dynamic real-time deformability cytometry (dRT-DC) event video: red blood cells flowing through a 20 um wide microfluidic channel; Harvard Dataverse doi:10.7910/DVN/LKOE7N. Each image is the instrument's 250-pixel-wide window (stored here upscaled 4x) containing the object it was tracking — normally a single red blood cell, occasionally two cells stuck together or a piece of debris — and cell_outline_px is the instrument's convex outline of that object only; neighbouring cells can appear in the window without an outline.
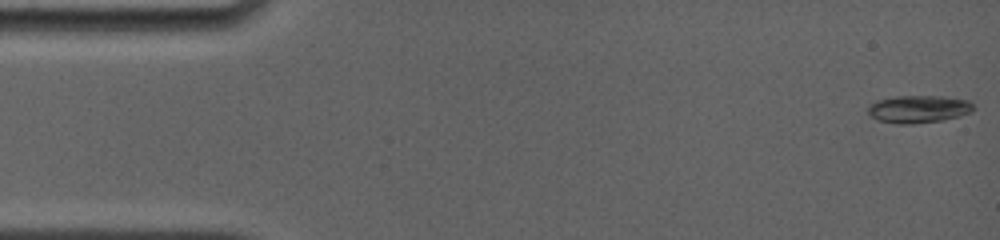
{"species": "common noctule bat (a hibernating species)", "species_latin": "Nyctalus noctula", "temperature_condition": "room temperature", "stored_images_in_passage": 61, "camera_frame_rate_fps": 4000, "um_per_image_px": 0.085, "animal": {"sex": "female", "body_mass_g": 19.0, "forearm_length_mm": 56.7}, "frame": {"image": 1, "passage_image": 1, "time_ms": 0.0, "image_size_px": [1000, 240], "cell_outline_px": [[976, 108], [972, 112], [960, 116], [940, 120], [912, 124], [896, 124], [876, 120], [868, 112], [868, 104], [876, 100], [896, 96], [944, 96], [968, 100]], "centroid_in_image_um": [78.07, 9.27], "position_along_channel_um": 6.9, "area_um2": 17.11}}
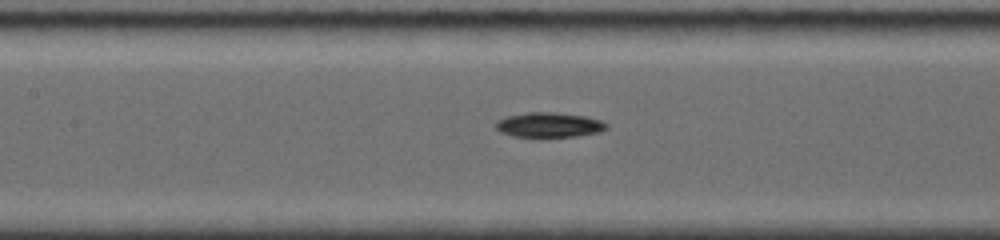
{"frame": {"image": 2, "passage_image": 26, "time_ms": 7.25, "image_size_px": [1000, 240], "cell_outline_px": [[608, 128], [600, 132], [576, 136], [512, 136], [500, 132], [496, 128], [496, 120], [504, 116], [528, 112], [556, 112], [588, 116], [600, 120], [608, 124]], "centroid_in_image_um": [46.68, 10.59], "position_along_channel_um": 160.7, "area_um2": 16.13}}
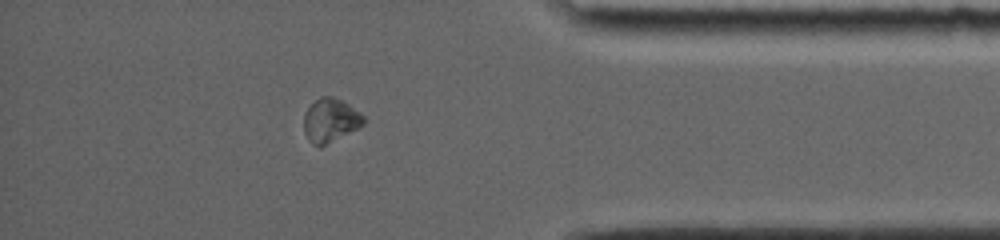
{"frame": {"image": 3, "passage_image": 50, "time_ms": 14.0, "image_size_px": [1000, 240], "cell_outline_px": [[364, 124], [324, 144], [312, 144], [308, 140], [304, 132], [304, 116], [308, 108], [320, 96], [332, 96], [348, 104], [364, 116]], "centroid_in_image_um": [28.06, 10.19], "position_along_channel_um": 407.1, "area_um2": 14.57}, "authors_computed_cell_mechanics": {"area_um2": 15.606, "velocity_mm_per_s": 3.8418, "shape_relaxation_time_tau1_ms": 2.6385, "shape_relaxation_time_tau2_ms": null, "deformation_change_tau1": 0.1287, "deformation_change_tau2": null}}